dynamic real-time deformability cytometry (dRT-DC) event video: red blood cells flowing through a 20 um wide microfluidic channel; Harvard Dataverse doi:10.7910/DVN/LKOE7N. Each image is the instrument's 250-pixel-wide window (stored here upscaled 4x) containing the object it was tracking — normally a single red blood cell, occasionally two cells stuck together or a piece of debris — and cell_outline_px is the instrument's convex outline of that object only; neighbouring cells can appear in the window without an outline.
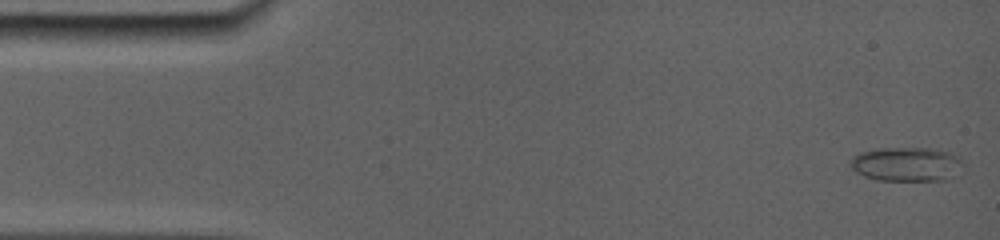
{"species": "common noctule bat (a hibernating species)", "species_latin": "Nyctalus noctula", "temperature_condition": "room temperature", "stored_images_in_passage": 40, "camera_frame_rate_fps": 5000, "um_per_image_px": 0.085, "animal": {"sex": "female", "body_mass_g": 19.0, "forearm_length_mm": 56.7}, "frame": {"image": 1, "passage_image": 1, "time_ms": 0.0, "image_size_px": [1000, 240], "cell_outline_px": [[936, 180], [880, 180], [864, 176], [852, 164], [860, 156], [868, 152], [928, 152], [936, 156]], "centroid_in_image_um": [76.3, 14.09], "position_along_channel_um": 8.7, "area_um2": 15.2}}
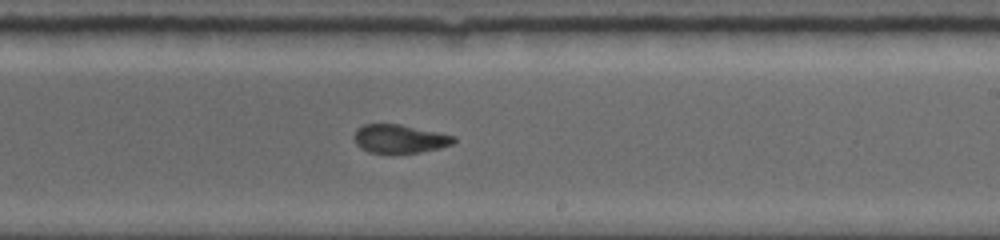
{"frame": {"image": 2, "passage_image": 25, "time_ms": 9.4, "image_size_px": [1000, 240], "cell_outline_px": [[456, 140], [452, 144], [440, 148], [420, 152], [368, 152], [360, 148], [356, 144], [352, 136], [356, 128], [364, 124], [400, 124], [440, 132], [456, 136]], "centroid_in_image_um": [33.95, 11.78], "position_along_channel_um": 255.0, "area_um2": 16.65}}
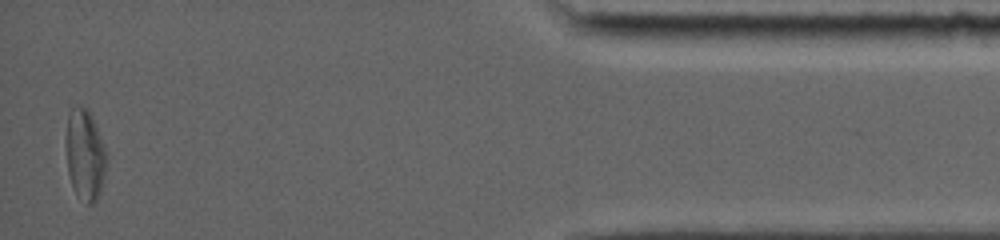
{"frame": {"image": 3, "passage_image": 40, "time_ms": 15.4, "image_size_px": [1000, 240], "cell_outline_px": [[104, 172], [100, 188], [96, 200], [92, 204], [88, 204], [76, 192], [72, 184], [68, 172], [68, 112], [72, 108], [88, 108], [104, 148]], "centroid_in_image_um": [7.21, 13.16], "position_along_channel_um": 428.0, "area_um2": 19.83}, "authors_computed_cell_mechanics": {"area_um2": 17.0799, "velocity_mm_per_s": 3.8904, "shape_relaxation_time_tau1_ms": null, "shape_relaxation_time_tau2_ms": 2.7222, "deformation_change_tau1": null, "deformation_change_tau2": 0.0693}}